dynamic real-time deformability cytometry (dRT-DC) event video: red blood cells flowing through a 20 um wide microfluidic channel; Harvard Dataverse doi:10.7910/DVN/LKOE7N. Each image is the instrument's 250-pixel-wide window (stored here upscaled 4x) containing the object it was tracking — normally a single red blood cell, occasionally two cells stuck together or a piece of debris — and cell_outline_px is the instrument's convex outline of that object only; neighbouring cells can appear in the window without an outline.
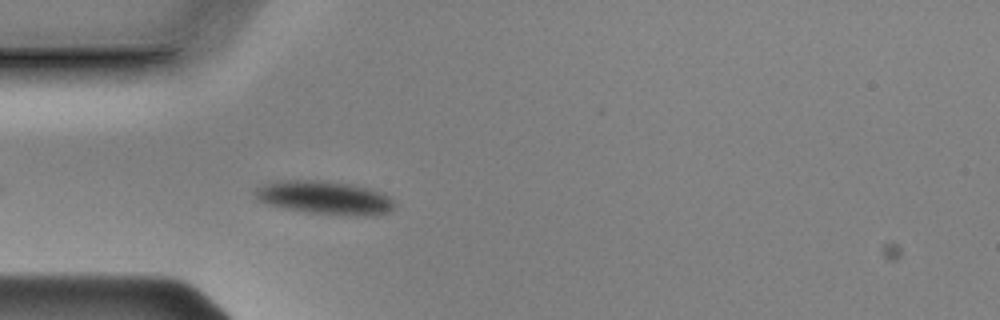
{"species": "Egyptian fruit bat (a non-hibernating species)", "species_latin": "Rousettus aegyptiacus", "temperature_condition": "cold", "stored_images_in_passage": 30, "camera_frame_rate_fps": 3000, "um_per_image_px": 0.085, "animal": {"sex": "male"}, "frame": {"image": 1, "passage_image": 4, "time_ms": 1.0, "image_size_px": [1000, 320], "cell_outline_px": [[396, 204], [388, 212], [372, 216], [356, 216], [308, 212], [268, 204], [256, 200], [256, 188], [264, 184], [280, 180], [324, 180], [352, 184], [384, 192]], "centroid_in_image_um": [27.64, 16.79], "position_along_channel_um": 57.4, "area_um2": 27.11}}
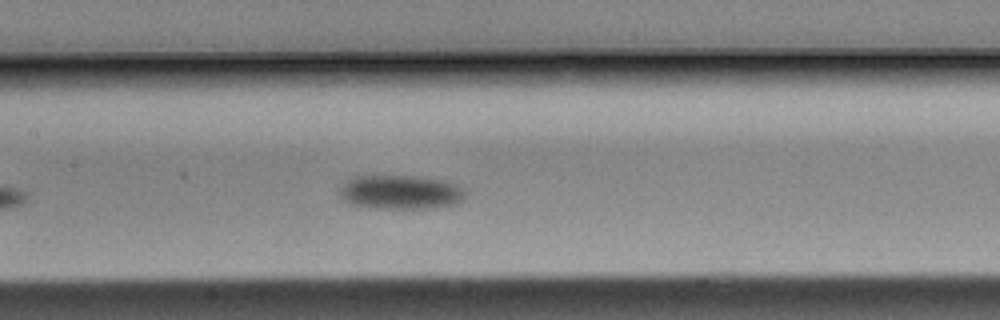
{"frame": {"image": 2, "passage_image": 14, "time_ms": 4.333, "image_size_px": [1000, 320], "cell_outline_px": [[464, 200], [452, 204], [432, 208], [376, 208], [348, 204], [340, 196], [340, 188], [344, 180], [352, 176], [416, 176], [444, 180], [456, 184], [464, 188]], "centroid_in_image_um": [34.01, 16.32], "position_along_channel_um": 173.4, "area_um2": 25.14}}
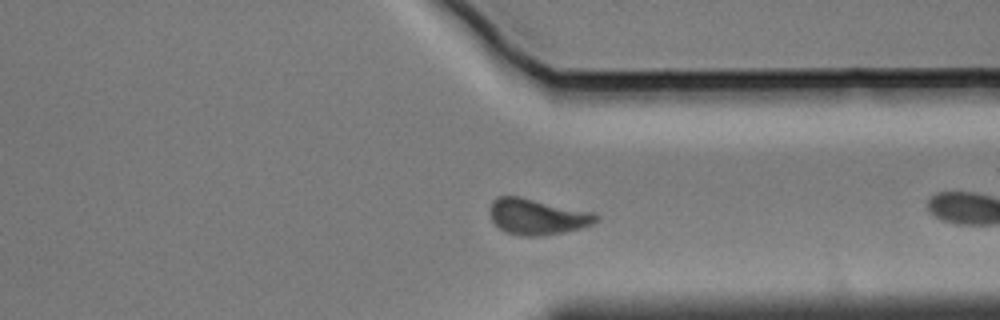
{"frame": {"image": 3, "passage_image": 27, "time_ms": 8.667, "image_size_px": [1000, 320], "cell_outline_px": [[600, 220], [592, 224], [580, 228], [564, 232], [536, 236], [520, 236], [504, 232], [492, 220], [488, 208], [492, 200], [496, 196], [520, 196], [596, 212], [600, 216]], "centroid_in_image_um": [45.68, 18.4], "position_along_channel_um": 365.7, "area_um2": 22.66}, "authors_computed_cell_mechanics": {"area_um2": 24.8251, "velocity_mm_per_s": 3.5953, "shape_relaxation_time_tau1_ms": 1.1581, "shape_relaxation_time_tau2_ms": 5.1339, "deformation_change_tau1": 0.0674, "deformation_change_tau2": 0.1238}}